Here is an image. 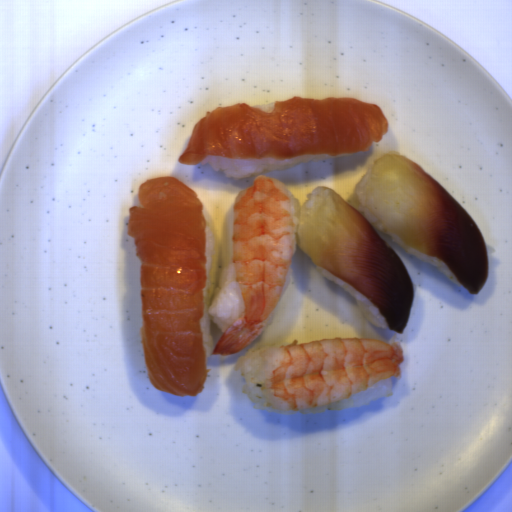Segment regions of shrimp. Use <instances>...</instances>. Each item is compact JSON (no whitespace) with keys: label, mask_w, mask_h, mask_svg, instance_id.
Listing matches in <instances>:
<instances>
[{"label":"shrimp","mask_w":512,"mask_h":512,"mask_svg":"<svg viewBox=\"0 0 512 512\" xmlns=\"http://www.w3.org/2000/svg\"><path fill=\"white\" fill-rule=\"evenodd\" d=\"M251 384L273 413L298 412L360 394L401 377L400 343L379 338L331 337L262 347Z\"/></svg>","instance_id":"fd3e3c34"},{"label":"shrimp","mask_w":512,"mask_h":512,"mask_svg":"<svg viewBox=\"0 0 512 512\" xmlns=\"http://www.w3.org/2000/svg\"><path fill=\"white\" fill-rule=\"evenodd\" d=\"M297 235L295 198L277 177L257 176L236 195L233 269L244 309L218 338L212 355L242 351L263 333L285 287Z\"/></svg>","instance_id":"a79e029a"}]
</instances>
